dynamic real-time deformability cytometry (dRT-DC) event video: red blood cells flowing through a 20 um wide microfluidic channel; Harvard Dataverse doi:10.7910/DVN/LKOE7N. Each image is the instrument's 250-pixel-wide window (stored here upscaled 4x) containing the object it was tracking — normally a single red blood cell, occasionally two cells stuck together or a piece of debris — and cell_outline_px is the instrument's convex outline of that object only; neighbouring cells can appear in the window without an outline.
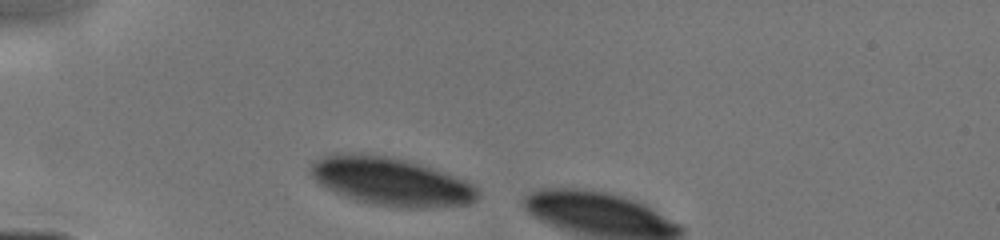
{"species": "human", "species_latin": "Homo sapiens", "temperature_condition": "cold", "stored_images_in_passage": 2, "camera_frame_rate_fps": 3000, "um_per_image_px": 0.085, "donor": {"sex": "male"}, "frame": {"image": 1, "passage_image": 1, "time_ms": 0.0, "image_size_px": [1000, 240], "cell_outline_px": [[480, 196], [476, 200], [468, 204], [432, 208], [408, 208], [372, 204], [352, 200], [332, 192], [320, 184], [312, 176], [308, 168], [316, 160], [332, 152], [360, 152], [392, 156], [420, 164], [432, 168], [464, 180], [472, 184], [480, 192]], "centroid_in_image_um": [33.18, 15.42], "position_along_channel_um": 51.8, "area_um2": 47.57}}